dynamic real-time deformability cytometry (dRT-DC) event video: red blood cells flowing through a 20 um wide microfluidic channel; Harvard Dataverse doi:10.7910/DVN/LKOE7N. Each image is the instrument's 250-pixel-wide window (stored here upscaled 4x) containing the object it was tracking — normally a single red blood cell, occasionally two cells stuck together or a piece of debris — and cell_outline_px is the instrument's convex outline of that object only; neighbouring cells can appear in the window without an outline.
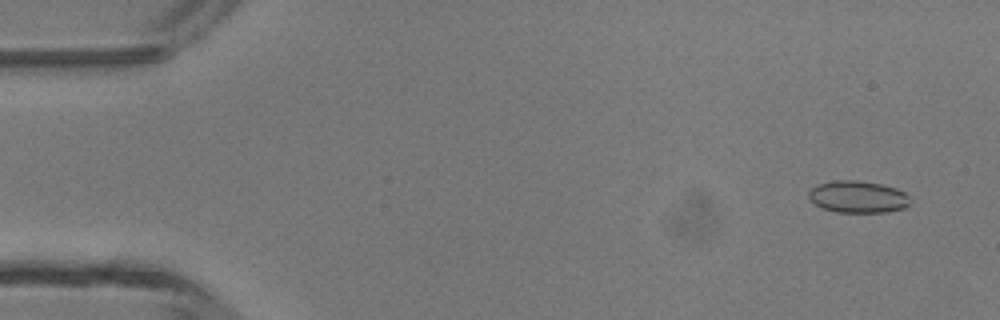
{"species": "common noctule bat (a hibernating species)", "species_latin": "Nyctalus noctula", "temperature_condition": "room temperature", "stored_images_in_passage": 46, "camera_frame_rate_fps": 3000, "um_per_image_px": 0.085, "animal": {"sex": "male", "body_mass_g": 13.3}, "frame": {"image": 1, "passage_image": 3, "time_ms": 0.667, "image_size_px": [1000, 320], "cell_outline_px": [[908, 204], [904, 208], [888, 212], [836, 212], [824, 208], [816, 204], [808, 196], [808, 192], [816, 184], [836, 180], [856, 180], [880, 184], [896, 188], [904, 192], [908, 196]], "centroid_in_image_um": [72.91, 16.72], "position_along_channel_um": 12.1, "area_um2": 18.73}}
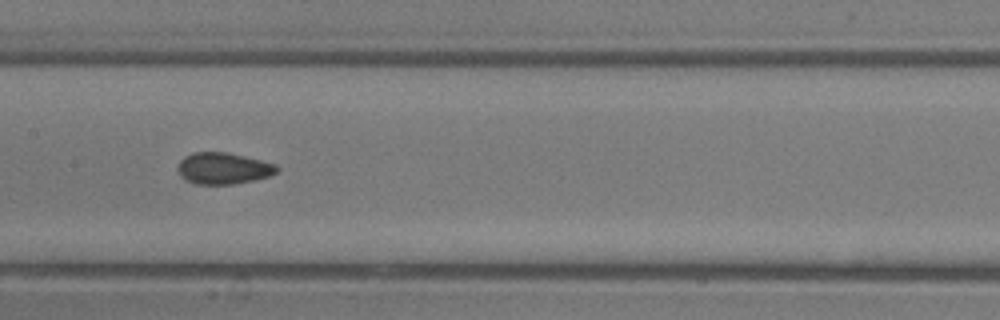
{"frame": {"image": 2, "passage_image": 23, "time_ms": 7.333, "image_size_px": [1000, 320], "cell_outline_px": [[280, 168], [276, 172], [268, 176], [256, 180], [232, 184], [196, 184], [184, 180], [180, 176], [176, 168], [180, 160], [184, 156], [192, 152], [224, 152], [244, 156], [276, 164]], "centroid_in_image_um": [18.94, 14.31], "position_along_channel_um": 188.5, "area_um2": 18.32}}
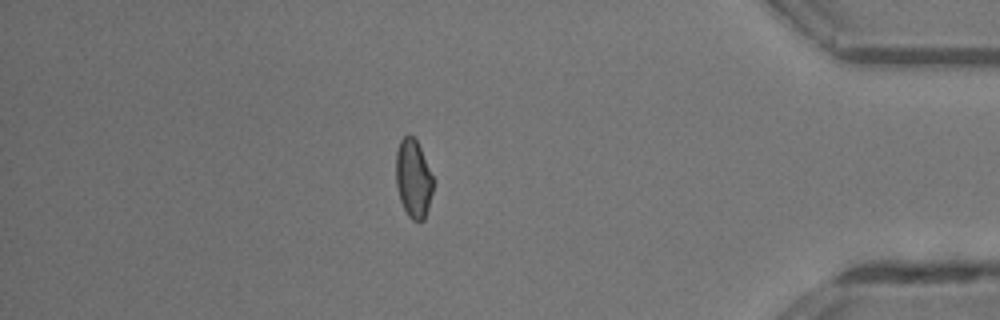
{"frame": {"image": 3, "passage_image": 40, "time_ms": 13.0, "image_size_px": [1000, 320], "cell_outline_px": [[432, 192], [428, 208], [424, 220], [412, 220], [408, 216], [400, 200], [396, 184], [396, 152], [400, 140], [408, 132], [416, 140], [420, 148], [432, 176]], "centroid_in_image_um": [35.11, 15.17], "position_along_channel_um": 400.1, "area_um2": 16.76}, "authors_computed_cell_mechanics": {"area_um2": 18.0336, "velocity_mm_per_s": 4.4615, "shape_relaxation_time_tau1_ms": 4.2581, "shape_relaxation_time_tau2_ms": 1.2891, "deformation_change_tau1": 0.0858, "deformation_change_tau2": 0.0481}}